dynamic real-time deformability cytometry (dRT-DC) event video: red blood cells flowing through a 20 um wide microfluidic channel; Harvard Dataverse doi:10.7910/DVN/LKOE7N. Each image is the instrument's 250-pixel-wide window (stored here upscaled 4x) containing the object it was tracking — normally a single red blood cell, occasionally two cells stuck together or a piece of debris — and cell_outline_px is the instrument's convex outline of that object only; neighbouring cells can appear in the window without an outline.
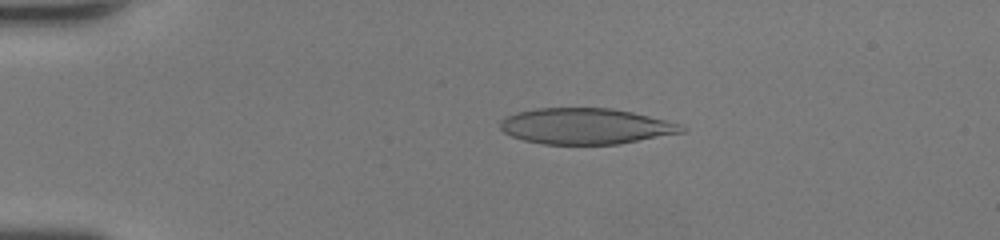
{"species": "human", "species_latin": "Homo sapiens", "temperature_condition": "room temperature", "stored_images_in_passage": 32, "camera_frame_rate_fps": 3000, "um_per_image_px": 0.085, "donor": {"sex": "female"}, "frame": {"image": 1, "passage_image": 10, "time_ms": 3.0, "image_size_px": [1000, 240], "cell_outline_px": [[688, 128], [684, 132], [616, 144], [544, 144], [524, 140], [512, 136], [504, 132], [500, 128], [500, 120], [516, 112], [536, 108], [612, 108], [632, 112], [680, 124]], "centroid_in_image_um": [49.76, 10.72], "position_along_channel_um": 35.2, "area_um2": 37.74}}
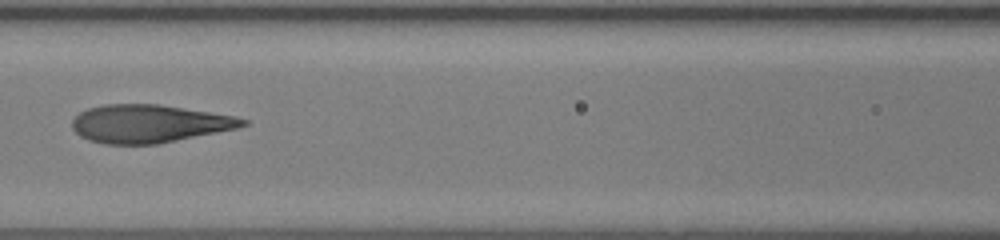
{"frame": {"image": 2, "passage_image": 22, "time_ms": 7.0, "image_size_px": [1000, 240], "cell_outline_px": [[248, 124], [236, 128], [156, 144], [104, 144], [88, 140], [80, 136], [72, 128], [72, 120], [80, 112], [88, 108], [104, 104], [160, 104], [236, 116], [248, 120]], "centroid_in_image_um": [12.65, 10.5], "position_along_channel_um": 154.0, "area_um2": 37.63}}
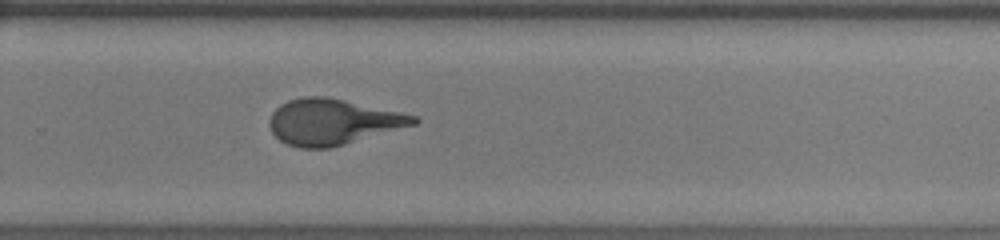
{"frame": {"image": 3, "passage_image": 32, "time_ms": 10.333, "image_size_px": [1000, 240], "cell_outline_px": [[420, 120], [416, 124], [344, 144], [328, 148], [296, 148], [284, 144], [272, 132], [268, 124], [268, 120], [272, 112], [280, 104], [288, 100], [304, 96], [324, 96], [344, 100], [400, 112], [416, 116]], "centroid_in_image_um": [28.22, 10.36], "position_along_channel_um": 301.6, "area_um2": 38.32}}